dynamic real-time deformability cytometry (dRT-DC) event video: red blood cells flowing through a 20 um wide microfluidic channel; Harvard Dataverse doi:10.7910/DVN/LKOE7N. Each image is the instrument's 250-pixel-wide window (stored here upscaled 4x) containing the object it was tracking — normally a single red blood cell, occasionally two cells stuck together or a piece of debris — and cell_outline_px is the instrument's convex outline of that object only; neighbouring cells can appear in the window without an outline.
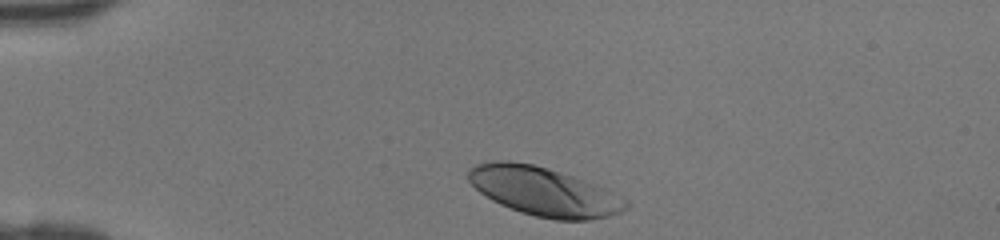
{"species": "human", "species_latin": "Homo sapiens", "temperature_condition": "room temperature", "stored_images_in_passage": 30, "camera_frame_rate_fps": 3000, "um_per_image_px": 0.085, "donor": {"sex": "female"}, "frame": {"image": 1, "passage_image": 1, "time_ms": 0.0, "image_size_px": [1000, 240], "cell_outline_px": [[628, 208], [620, 212], [608, 216], [588, 220], [556, 220], [536, 216], [520, 212], [500, 204], [492, 200], [480, 192], [468, 180], [468, 168], [476, 164], [492, 160], [508, 160], [532, 164], [548, 168], [608, 188], [628, 200]], "centroid_in_image_um": [46.25, 16.27], "position_along_channel_um": 38.8, "area_um2": 44.85}}
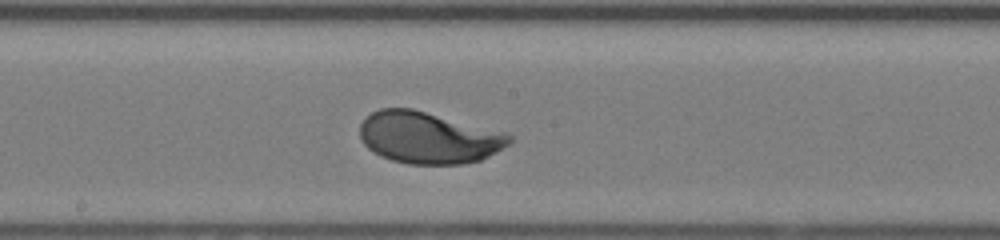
{"frame": {"image": 2, "passage_image": 16, "time_ms": 5.0, "image_size_px": [1000, 240], "cell_outline_px": [[512, 140], [508, 144], [496, 152], [480, 160], [460, 164], [408, 164], [392, 160], [380, 156], [368, 148], [364, 144], [360, 136], [360, 124], [372, 112], [380, 108], [412, 108], [504, 132], [512, 136]], "centroid_in_image_um": [36.4, 11.7], "position_along_channel_um": 211.8, "area_um2": 44.8}}
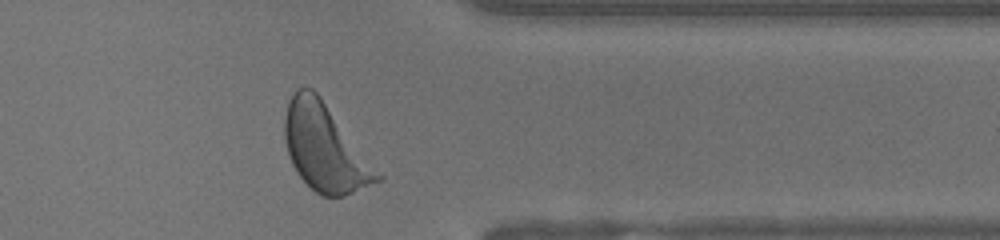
{"frame": {"image": 3, "passage_image": 28, "time_ms": 9.0, "image_size_px": [1000, 240], "cell_outline_px": [[384, 180], [344, 196], [320, 196], [296, 172], [288, 156], [284, 136], [284, 116], [288, 100], [296, 88], [312, 88], [320, 96], [384, 176]], "centroid_in_image_um": [27.62, 12.57], "position_along_channel_um": 383.8, "area_um2": 46.99}}